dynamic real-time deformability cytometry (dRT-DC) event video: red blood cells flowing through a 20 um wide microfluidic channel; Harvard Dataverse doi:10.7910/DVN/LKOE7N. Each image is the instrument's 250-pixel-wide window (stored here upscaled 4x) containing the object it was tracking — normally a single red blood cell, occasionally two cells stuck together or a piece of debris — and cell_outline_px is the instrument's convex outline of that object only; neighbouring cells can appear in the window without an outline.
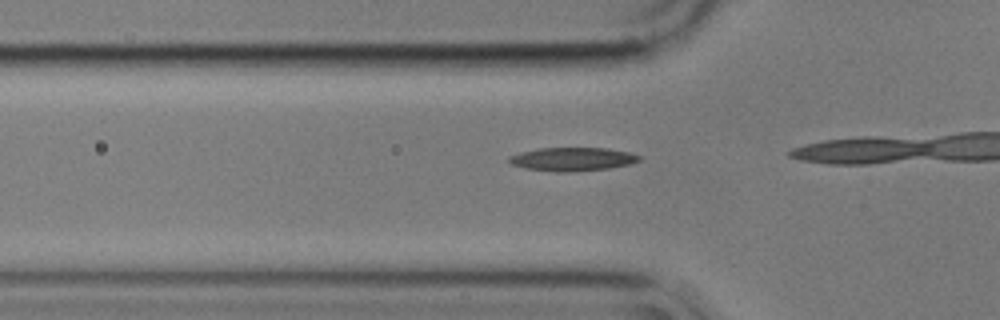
{"species": "common noctule bat (a hibernating species)", "species_latin": "Nyctalus noctula", "temperature_condition": "cold", "stored_images_in_passage": 17, "camera_frame_rate_fps": 3000, "um_per_image_px": 0.085, "animal": {"sex": "male", "body_mass_g": 17.9}, "frame": {"image": 1, "passage_image": 13, "time_ms": 4.0, "image_size_px": [1000, 320], "cell_outline_px": [[640, 160], [628, 164], [608, 168], [572, 172], [556, 172], [524, 168], [512, 164], [508, 160], [508, 156], [520, 152], [540, 148], [608, 148], [628, 152], [640, 156]], "centroid_in_image_um": [48.61, 13.53], "position_along_channel_um": 77.2, "area_um2": 17.74}}
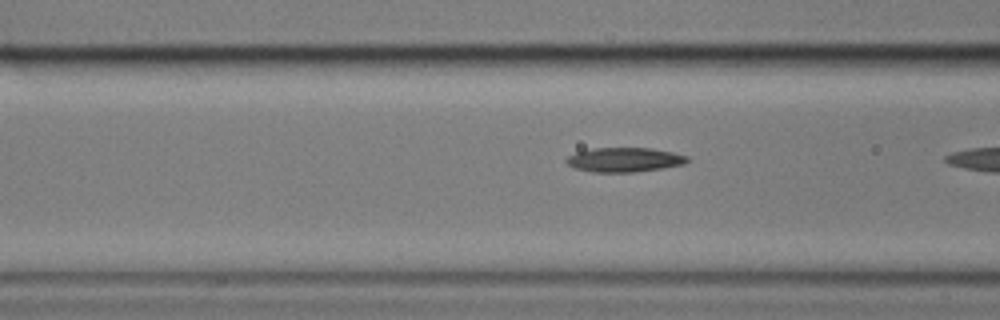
{"frame": {"image": 2, "passage_image": 16, "time_ms": 5.0, "image_size_px": [1000, 320], "cell_outline_px": [[688, 160], [684, 164], [664, 168], [632, 172], [592, 172], [576, 168], [568, 164], [564, 160], [568, 156], [576, 152], [592, 148], [652, 148], [672, 152], [688, 156]], "centroid_in_image_um": [53.07, 13.57], "position_along_channel_um": 113.5, "area_um2": 17.17}}